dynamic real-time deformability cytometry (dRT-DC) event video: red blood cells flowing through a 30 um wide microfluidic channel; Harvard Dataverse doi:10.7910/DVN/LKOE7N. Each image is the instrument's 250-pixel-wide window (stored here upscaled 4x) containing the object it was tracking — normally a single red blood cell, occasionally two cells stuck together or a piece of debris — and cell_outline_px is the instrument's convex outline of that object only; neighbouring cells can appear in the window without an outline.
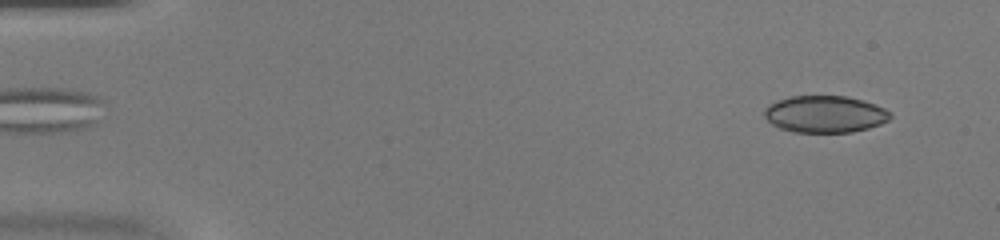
{"species": "common noctule bat (a hibernating species)", "species_latin": "Nyctalus noctula", "temperature_condition": "warm", "stored_images_in_passage": 12, "segment_of_instrument_passage": [1, 2], "camera_frame_rate_fps": 3000, "um_per_image_px": 0.085, "animal": {"sex": "female", "body_mass_g": 20.0, "forearm_length_mm": 54.0}, "frame": {"image": 1, "passage_image": 3, "time_ms": 0.667, "image_size_px": [1000, 240], "cell_outline_px": [[892, 116], [888, 120], [880, 124], [868, 128], [852, 132], [792, 132], [780, 128], [772, 124], [764, 116], [764, 108], [768, 104], [792, 96], [848, 96], [864, 100], [876, 104], [884, 108]], "centroid_in_image_um": [70.12, 9.7], "position_along_channel_um": 14.9, "area_um2": 27.11}}